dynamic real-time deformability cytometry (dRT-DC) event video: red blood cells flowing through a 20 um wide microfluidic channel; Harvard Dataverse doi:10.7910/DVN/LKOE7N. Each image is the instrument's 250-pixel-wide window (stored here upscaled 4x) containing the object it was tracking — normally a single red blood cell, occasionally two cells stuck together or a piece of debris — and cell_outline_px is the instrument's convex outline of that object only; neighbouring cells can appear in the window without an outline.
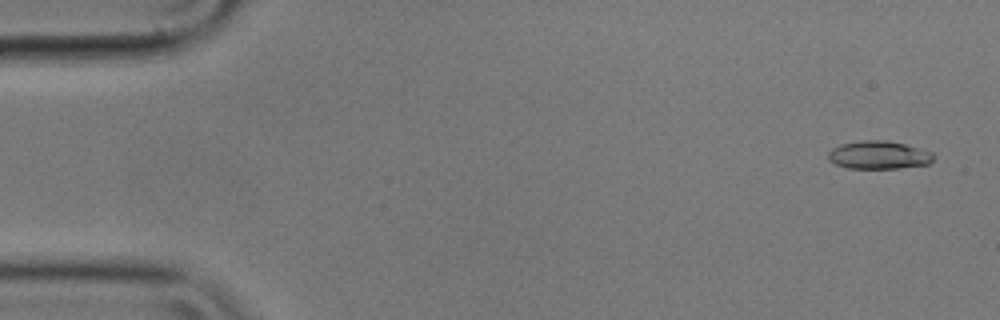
{"species": "common noctule bat (a hibernating species)", "species_latin": "Nyctalus noctula", "temperature_condition": "cold", "stored_images_in_passage": 49, "camera_frame_rate_fps": 3000, "um_per_image_px": 0.085, "animal": {"sex": "male", "body_mass_g": 17.9}, "frame": {"image": 1, "passage_image": 1, "time_ms": 0.0, "image_size_px": [1000, 320], "cell_outline_px": [[936, 156], [928, 164], [900, 168], [848, 168], [836, 164], [828, 160], [828, 152], [832, 148], [840, 144], [860, 140], [884, 140], [904, 144], [932, 152]], "centroid_in_image_um": [74.68, 13.17], "position_along_channel_um": 10.3, "area_um2": 17.22}}
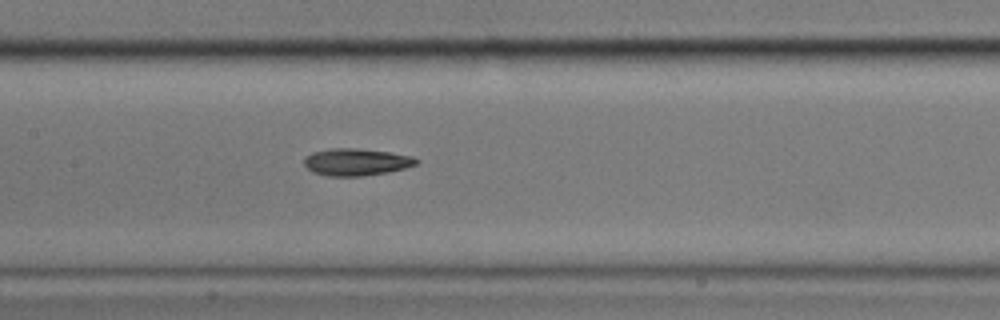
{"frame": {"image": 2, "passage_image": 25, "time_ms": 8.0, "image_size_px": [1000, 320], "cell_outline_px": [[420, 160], [416, 164], [404, 168], [388, 172], [360, 176], [328, 176], [312, 172], [304, 164], [304, 156], [312, 152], [332, 148], [356, 148], [388, 152], [412, 156]], "centroid_in_image_um": [30.25, 13.77], "position_along_channel_um": 177.1, "area_um2": 17.69}}
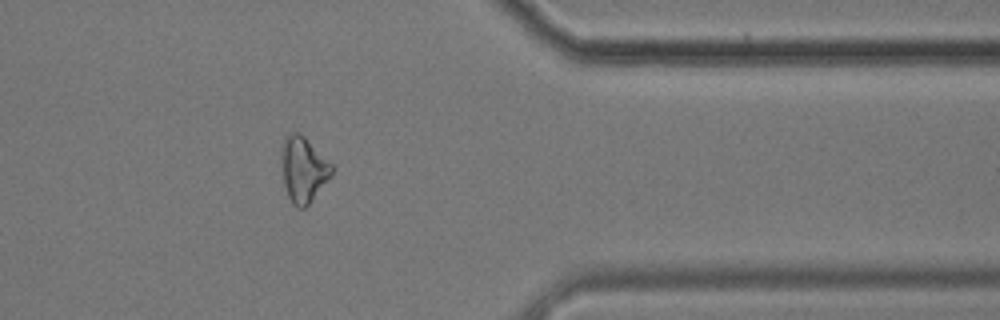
{"frame": {"image": 3, "passage_image": 44, "time_ms": 14.333, "image_size_px": [1000, 320], "cell_outline_px": [[332, 172], [308, 204], [304, 208], [296, 208], [292, 204], [288, 196], [284, 184], [280, 160], [280, 148], [288, 132], [300, 132], [332, 164]], "centroid_in_image_um": [25.72, 14.36], "position_along_channel_um": 385.7, "area_um2": 19.02}}